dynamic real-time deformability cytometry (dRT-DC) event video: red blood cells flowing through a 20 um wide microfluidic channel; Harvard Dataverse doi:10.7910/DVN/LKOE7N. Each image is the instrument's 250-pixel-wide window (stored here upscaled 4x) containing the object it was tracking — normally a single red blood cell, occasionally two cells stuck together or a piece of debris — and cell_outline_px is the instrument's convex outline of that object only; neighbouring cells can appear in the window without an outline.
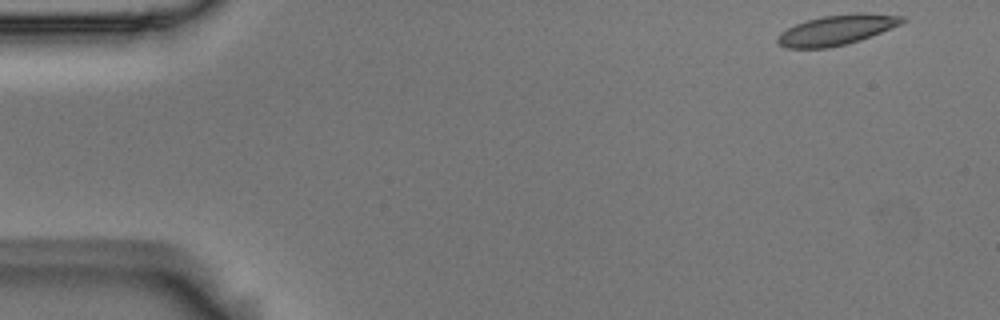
{"species": "Egyptian fruit bat (a non-hibernating species)", "species_latin": "Rousettus aegyptiacus", "temperature_condition": "room temperature", "stored_images_in_passage": 52, "camera_frame_rate_fps": 3000, "um_per_image_px": 0.085, "animal": {"sex": "male"}, "frame": {"image": 1, "passage_image": 1, "time_ms": 0.0, "image_size_px": [1000, 320], "cell_outline_px": [[908, 20], [900, 24], [860, 40], [848, 44], [828, 48], [788, 48], [780, 44], [776, 40], [780, 32], [796, 24], [808, 20], [824, 16], [860, 12], [864, 12], [904, 16]], "centroid_in_image_um": [71.14, 2.54], "position_along_channel_um": 13.9, "area_um2": 21.73}}
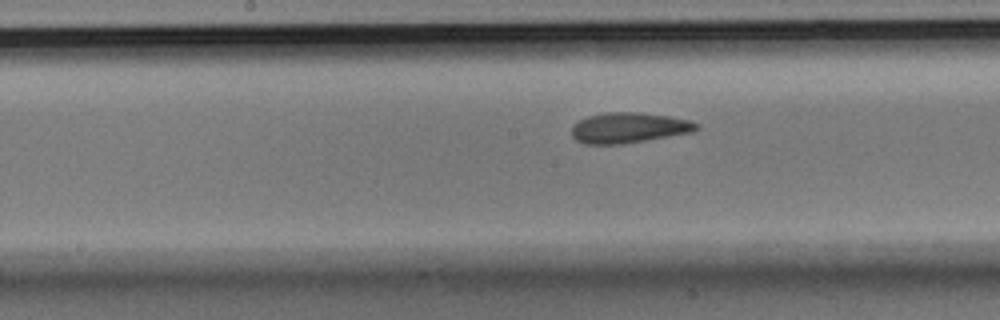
{"frame": {"image": 2, "passage_image": 25, "time_ms": 8.0, "image_size_px": [1000, 320], "cell_outline_px": [[700, 128], [692, 132], [620, 144], [584, 144], [576, 140], [572, 136], [572, 128], [580, 120], [588, 116], [608, 112], [640, 112], [668, 116], [688, 120], [700, 124]], "centroid_in_image_um": [53.45, 10.85], "position_along_channel_um": 194.7, "area_um2": 21.91}}
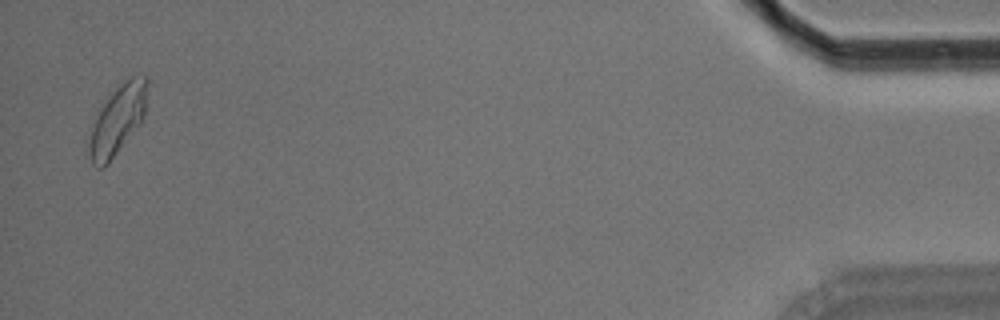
{"frame": {"image": 3, "passage_image": 51, "time_ms": 16.667, "image_size_px": [1000, 320], "cell_outline_px": [[148, 84], [144, 116], [140, 124], [108, 164], [104, 168], [96, 168], [92, 164], [88, 152], [88, 144], [92, 128], [100, 108], [116, 88], [124, 80], [132, 76], [148, 76]], "centroid_in_image_um": [10.01, 10.21], "position_along_channel_um": 425.2, "area_um2": 23.29}, "authors_computed_cell_mechanics": {"area_um2": 21.7906, "velocity_mm_per_s": 3.6577, "shape_relaxation_time_tau1_ms": 8.7734, "shape_relaxation_time_tau2_ms": 1.6019, "deformation_change_tau1": 0.1637, "deformation_change_tau2": 0.0792}}